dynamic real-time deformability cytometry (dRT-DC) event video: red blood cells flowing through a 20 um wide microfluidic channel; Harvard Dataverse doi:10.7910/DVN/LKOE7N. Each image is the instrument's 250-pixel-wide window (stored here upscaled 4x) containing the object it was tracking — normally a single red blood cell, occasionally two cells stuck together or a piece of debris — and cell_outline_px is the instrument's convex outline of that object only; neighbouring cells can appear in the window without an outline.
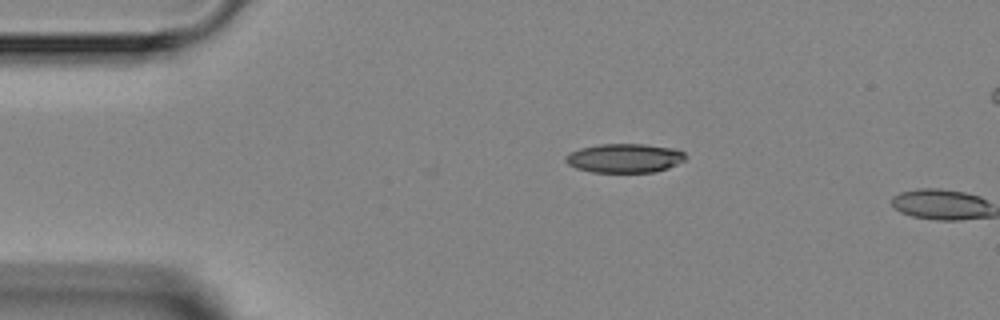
{"species": "Egyptian fruit bat (a non-hibernating species)", "species_latin": "Rousettus aegyptiacus", "temperature_condition": "room temperature", "stored_images_in_passage": 5, "camera_frame_rate_fps": 3000, "um_per_image_px": 0.085, "animal": {"sex": "female"}, "frame": {"image": 1, "passage_image": 5, "time_ms": 4.667, "image_size_px": [1000, 320], "cell_outline_px": [[684, 160], [668, 168], [656, 172], [592, 172], [576, 168], [568, 164], [564, 160], [564, 156], [568, 152], [580, 148], [600, 144], [644, 144], [676, 148], [684, 152]], "centroid_in_image_um": [53.06, 13.43], "position_along_channel_um": 31.9, "area_um2": 20.4}}